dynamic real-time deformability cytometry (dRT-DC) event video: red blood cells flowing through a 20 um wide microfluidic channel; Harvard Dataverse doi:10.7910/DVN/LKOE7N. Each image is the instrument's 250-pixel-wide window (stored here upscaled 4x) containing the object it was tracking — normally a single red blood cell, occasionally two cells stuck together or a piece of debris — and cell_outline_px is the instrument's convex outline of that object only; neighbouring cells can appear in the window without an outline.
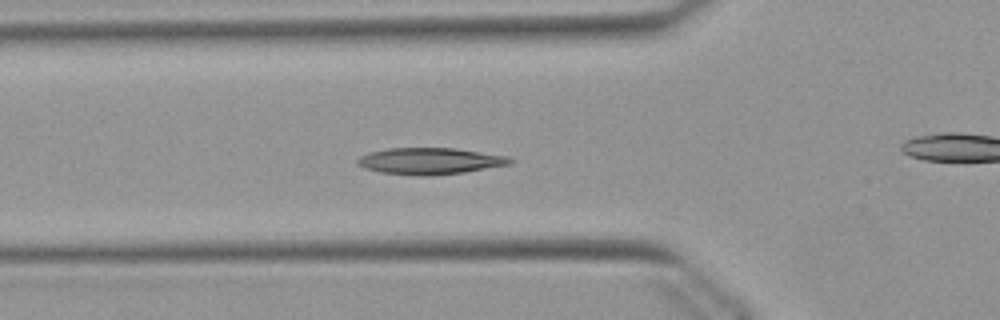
{"species": "Egyptian fruit bat (a non-hibernating species)", "species_latin": "Rousettus aegyptiacus", "temperature_condition": "warm", "stored_images_in_passage": 7, "camera_frame_rate_fps": 3000, "um_per_image_px": 0.085, "animal": {"sex": "female"}, "frame": {"image": 1, "passage_image": 2, "time_ms": 0.333, "image_size_px": [1000, 320], "cell_outline_px": [[516, 160], [512, 164], [464, 172], [432, 176], [420, 176], [380, 172], [364, 168], [356, 164], [356, 160], [360, 156], [368, 152], [388, 148], [456, 148], [508, 156]], "centroid_in_image_um": [36.55, 13.69], "position_along_channel_um": 89.2, "area_um2": 23.87}}
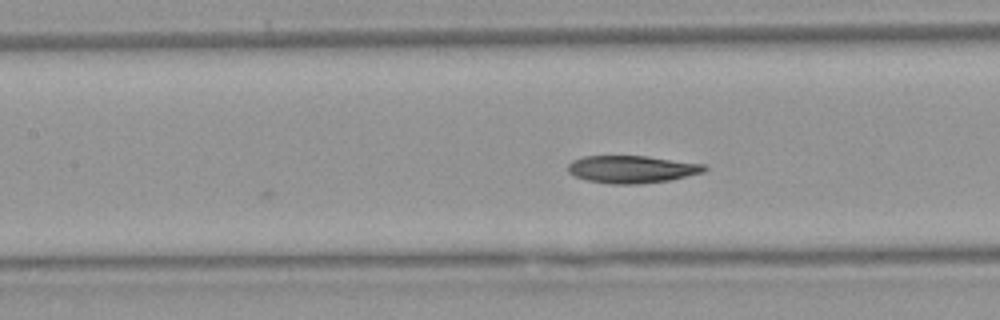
{"frame": {"image": 2, "passage_image": 7, "time_ms": 2.0, "image_size_px": [1000, 320], "cell_outline_px": [[708, 168], [704, 172], [668, 180], [636, 184], [608, 184], [588, 180], [576, 176], [568, 172], [568, 164], [572, 160], [584, 156], [648, 156], [704, 164]], "centroid_in_image_um": [53.7, 14.38], "position_along_channel_um": 153.7, "area_um2": 21.73}}